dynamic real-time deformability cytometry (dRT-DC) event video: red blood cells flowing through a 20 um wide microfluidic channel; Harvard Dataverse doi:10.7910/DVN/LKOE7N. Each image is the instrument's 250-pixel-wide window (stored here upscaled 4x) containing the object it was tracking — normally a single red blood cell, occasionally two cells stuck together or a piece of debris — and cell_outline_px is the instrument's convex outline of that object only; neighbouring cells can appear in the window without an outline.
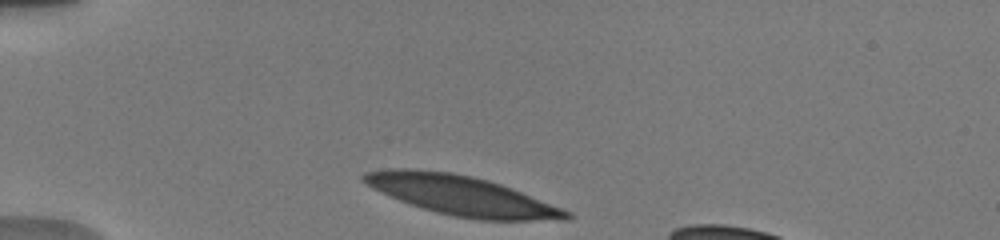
{"species": "human", "species_latin": "Homo sapiens", "temperature_condition": "warm", "stored_images_in_passage": 3, "camera_frame_rate_fps": 3000, "um_per_image_px": 0.085, "donor": {"sex": "male"}, "frame": {"image": 1, "passage_image": 1, "time_ms": 0.0, "image_size_px": [1000, 240], "cell_outline_px": [[572, 216], [568, 220], [480, 220], [452, 216], [436, 212], [400, 200], [380, 192], [372, 188], [360, 180], [360, 176], [364, 172], [396, 168], [404, 168], [452, 172], [472, 176], [488, 180], [512, 188], [572, 212]], "centroid_in_image_um": [39.23, 16.61], "position_along_channel_um": 45.8, "area_um2": 46.53}}
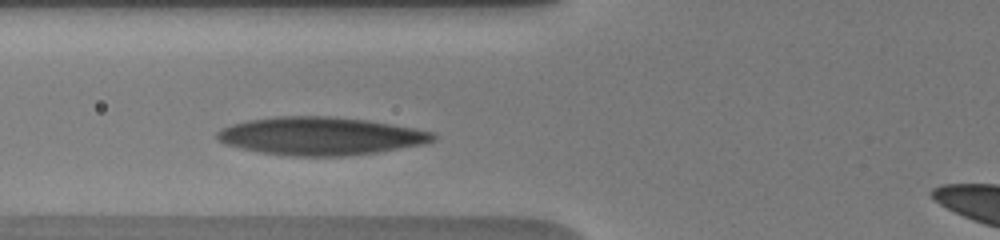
{"frame": {"image": 2, "passage_image": 3, "time_ms": 2.333, "image_size_px": [1000, 240], "cell_outline_px": [[436, 140], [424, 144], [376, 152], [344, 156], [292, 156], [260, 152], [224, 144], [216, 140], [216, 132], [220, 128], [232, 124], [248, 120], [276, 116], [328, 116], [364, 120], [436, 132]], "centroid_in_image_um": [27.2, 11.56], "position_along_channel_um": 98.6, "area_um2": 47.69}}